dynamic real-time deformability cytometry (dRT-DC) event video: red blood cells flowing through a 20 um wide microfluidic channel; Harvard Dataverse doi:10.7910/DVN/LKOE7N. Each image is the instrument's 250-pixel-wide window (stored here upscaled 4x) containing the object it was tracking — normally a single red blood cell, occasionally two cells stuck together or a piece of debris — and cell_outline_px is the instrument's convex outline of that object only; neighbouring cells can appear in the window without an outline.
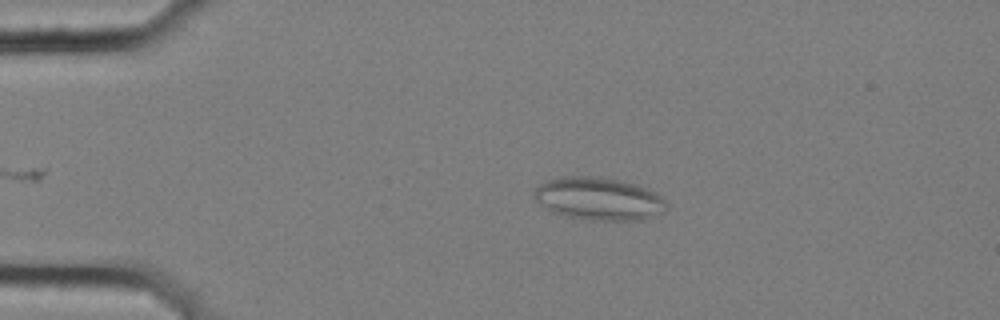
{"species": "common noctule bat (a hibernating species)", "species_latin": "Nyctalus noctula", "temperature_condition": "cold", "stored_images_in_passage": 8, "camera_frame_rate_fps": 3000, "um_per_image_px": 0.085, "animal": {"sex": "female", "body_mass_g": 25.1}, "frame": {"image": 1, "passage_image": 3, "time_ms": 0.667, "image_size_px": [1000, 320], "cell_outline_px": [[668, 208], [644, 220], [588, 220], [568, 216], [552, 212], [540, 204], [532, 196], [532, 192], [540, 184], [548, 180], [560, 176], [604, 176], [640, 184], [656, 192], [668, 200]], "centroid_in_image_um": [50.93, 16.87], "position_along_channel_um": 34.1, "area_um2": 33.64}}
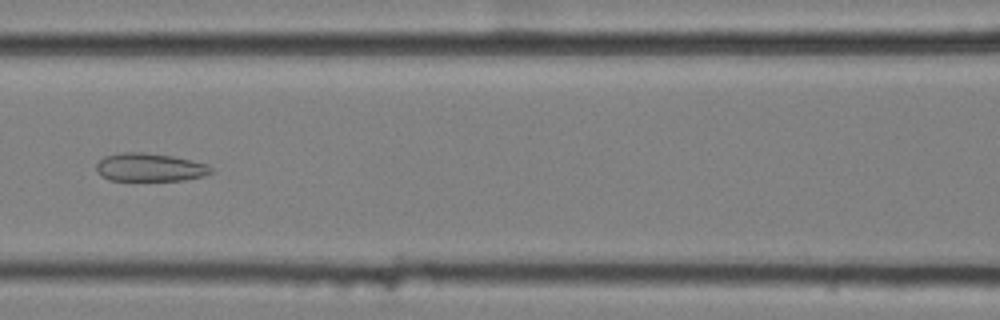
{"frame": {"image": 2, "passage_image": 7, "time_ms": 2.0, "image_size_px": [1000, 320], "cell_outline_px": [[212, 172], [204, 176], [184, 180], [108, 180], [100, 176], [96, 172], [96, 164], [104, 156], [124, 152], [144, 152], [172, 156], [208, 164], [212, 168]], "centroid_in_image_um": [12.71, 14.22], "position_along_channel_um": 153.9, "area_um2": 18.9}}
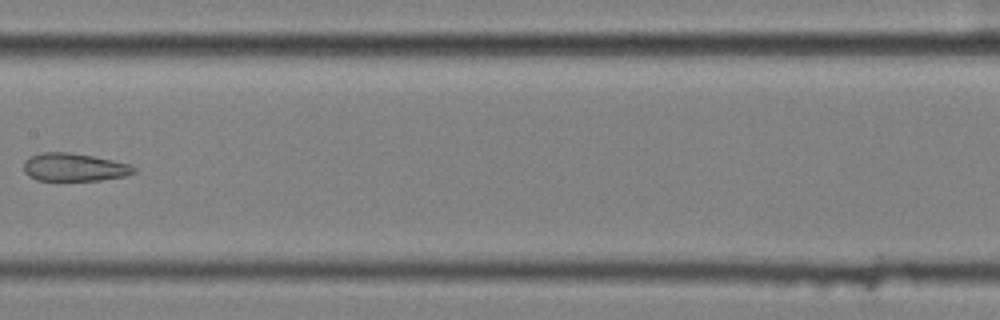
{"frame": {"image": 3, "passage_image": 8, "time_ms": 2.333, "image_size_px": [1000, 320], "cell_outline_px": [[136, 172], [124, 176], [100, 180], [36, 180], [28, 176], [24, 172], [24, 160], [40, 152], [68, 152], [92, 156], [112, 160], [128, 164], [136, 168]], "centroid_in_image_um": [6.27, 14.21], "position_along_channel_um": 201.1, "area_um2": 17.86}}